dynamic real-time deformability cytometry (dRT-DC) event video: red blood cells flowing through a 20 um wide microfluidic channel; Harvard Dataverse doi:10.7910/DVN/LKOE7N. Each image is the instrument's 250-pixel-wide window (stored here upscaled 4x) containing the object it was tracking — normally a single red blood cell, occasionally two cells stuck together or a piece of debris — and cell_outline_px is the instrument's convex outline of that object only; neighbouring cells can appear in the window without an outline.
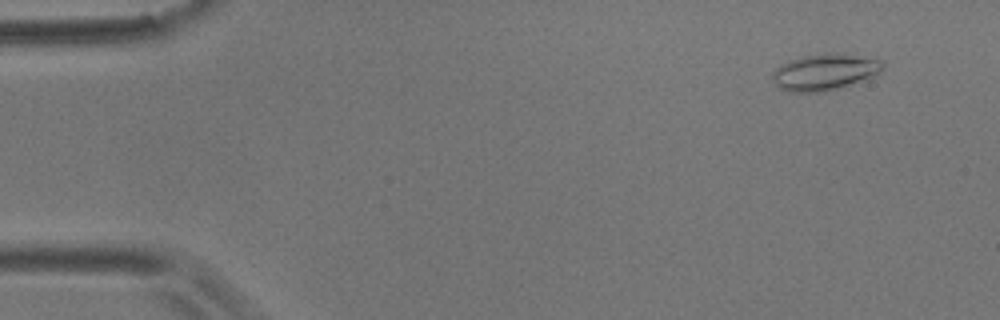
{"species": "common noctule bat (a hibernating species)", "species_latin": "Nyctalus noctula", "temperature_condition": "room temperature", "stored_images_in_passage": 57, "camera_frame_rate_fps": 3000, "um_per_image_px": 0.085, "animal": {"sex": "male", "body_mass_g": 17.9}, "frame": {"image": 1, "passage_image": 5, "time_ms": 1.333, "image_size_px": [1000, 320], "cell_outline_px": [[884, 68], [880, 72], [868, 80], [820, 92], [788, 92], [780, 88], [772, 80], [772, 72], [776, 68], [788, 60], [804, 56], [828, 52], [880, 60], [884, 64]], "centroid_in_image_um": [70.08, 6.13], "position_along_channel_um": 14.9, "area_um2": 23.29}}
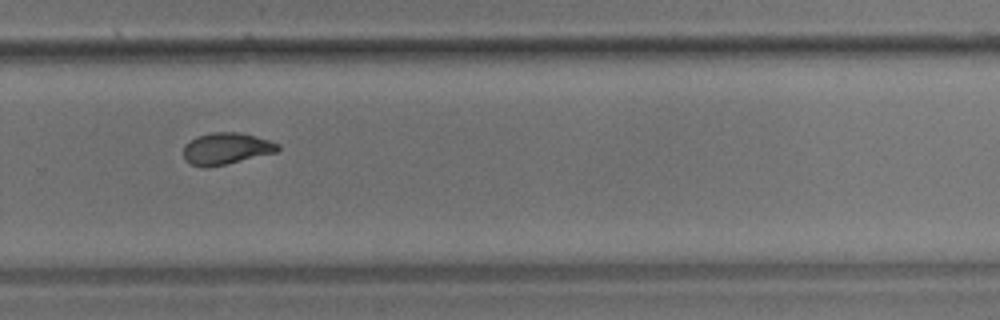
{"frame": {"image": 2, "passage_image": 39, "time_ms": 12.667, "image_size_px": [1000, 320], "cell_outline_px": [[280, 148], [276, 152], [208, 168], [204, 168], [188, 164], [184, 160], [184, 144], [196, 136], [212, 132], [236, 132], [256, 136], [280, 144]], "centroid_in_image_um": [19.18, 12.63], "position_along_channel_um": 310.6, "area_um2": 17.51}}
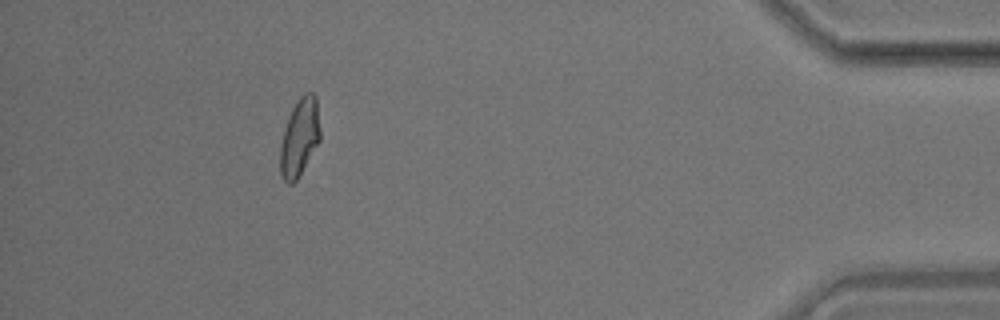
{"frame": {"image": 3, "passage_image": 52, "time_ms": 17.0, "image_size_px": [1000, 320], "cell_outline_px": [[320, 140], [296, 180], [292, 184], [288, 184], [284, 180], [280, 172], [280, 144], [284, 128], [288, 116], [292, 108], [300, 96], [304, 92], [312, 92], [316, 96], [320, 132]], "centroid_in_image_um": [25.45, 11.65], "position_along_channel_um": 409.7, "area_um2": 18.03}, "authors_computed_cell_mechanics": {"area_um2": 18.0914, "velocity_mm_per_s": 3.5564, "shape_relaxation_time_tau1_ms": 5.9572, "shape_relaxation_time_tau2_ms": 2.8295, "deformation_change_tau1": 0.1863, "deformation_change_tau2": 0.0644}}